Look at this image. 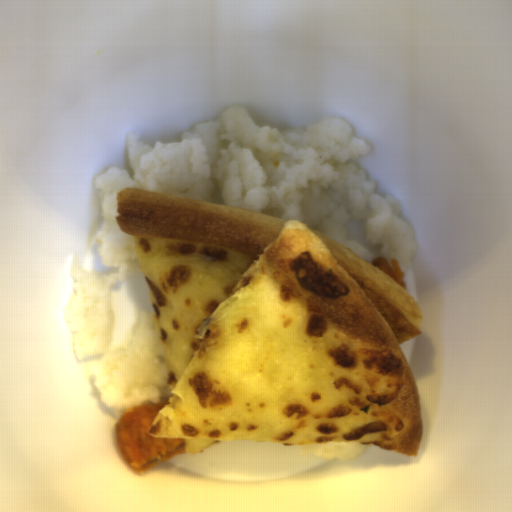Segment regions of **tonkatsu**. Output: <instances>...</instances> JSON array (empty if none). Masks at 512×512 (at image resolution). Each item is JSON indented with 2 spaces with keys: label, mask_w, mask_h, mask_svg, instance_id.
Segmentation results:
<instances>
[{
  "label": "tonkatsu",
  "mask_w": 512,
  "mask_h": 512,
  "mask_svg": "<svg viewBox=\"0 0 512 512\" xmlns=\"http://www.w3.org/2000/svg\"><path fill=\"white\" fill-rule=\"evenodd\" d=\"M167 402L129 408L114 426L117 450L134 474H143L177 456L188 452L180 438H157L149 427Z\"/></svg>",
  "instance_id": "1"
},
{
  "label": "tonkatsu",
  "mask_w": 512,
  "mask_h": 512,
  "mask_svg": "<svg viewBox=\"0 0 512 512\" xmlns=\"http://www.w3.org/2000/svg\"><path fill=\"white\" fill-rule=\"evenodd\" d=\"M374 267L391 277L402 287L405 288V270H401L400 263L393 258H378L374 259L372 264Z\"/></svg>",
  "instance_id": "2"
}]
</instances>
